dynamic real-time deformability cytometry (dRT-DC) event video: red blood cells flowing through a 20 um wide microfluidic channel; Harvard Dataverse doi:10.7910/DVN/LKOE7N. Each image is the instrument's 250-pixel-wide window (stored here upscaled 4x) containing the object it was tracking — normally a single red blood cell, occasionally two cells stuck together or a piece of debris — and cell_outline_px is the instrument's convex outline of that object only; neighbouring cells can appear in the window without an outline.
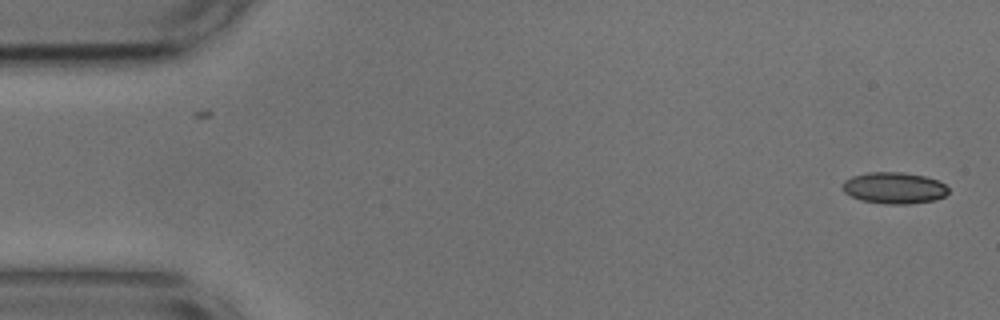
{"species": "common noctule bat (a hibernating species)", "species_latin": "Nyctalus noctula", "temperature_condition": "cold", "stored_images_in_passage": 53, "camera_frame_rate_fps": 3000, "um_per_image_px": 0.085, "animal": {"sex": "male", "body_mass_g": 17.9, "forearm_length_mm": 54.2}, "frame": {"image": 1, "passage_image": 1, "time_ms": 0.0, "image_size_px": [1000, 320], "cell_outline_px": [[948, 192], [944, 196], [932, 200], [908, 204], [884, 204], [860, 200], [844, 192], [844, 180], [852, 176], [868, 172], [900, 172], [924, 176], [936, 180], [944, 184], [948, 188]], "centroid_in_image_um": [75.98, 15.97], "position_along_channel_um": 9.0, "area_um2": 19.19}}
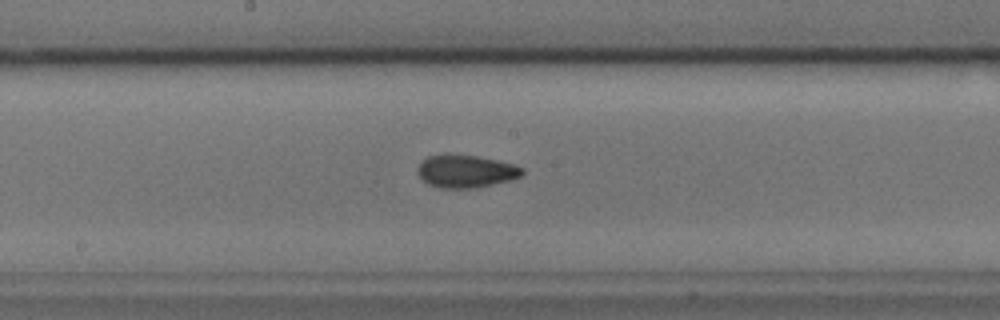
{"frame": {"image": 2, "passage_image": 27, "time_ms": 8.667, "image_size_px": [1000, 320], "cell_outline_px": [[524, 172], [520, 176], [512, 180], [476, 188], [444, 188], [428, 184], [420, 176], [420, 164], [428, 156], [476, 156], [496, 160], [512, 164], [524, 168]], "centroid_in_image_um": [39.68, 14.59], "position_along_channel_um": 208.5, "area_um2": 19.25}}
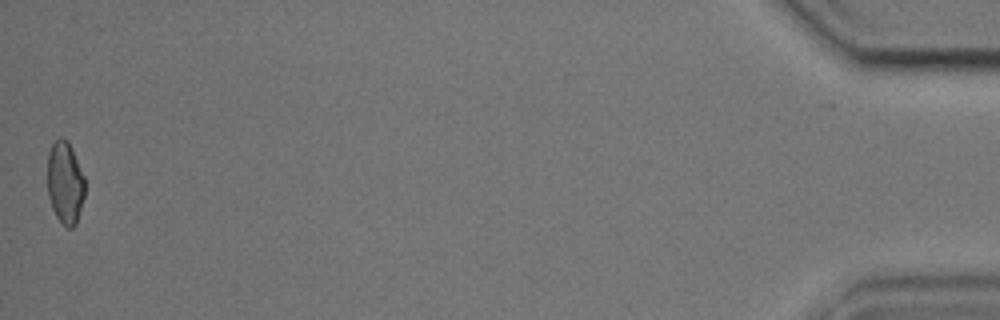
{"frame": {"image": 3, "passage_image": 53, "time_ms": 17.333, "image_size_px": [1000, 320], "cell_outline_px": [[84, 196], [76, 224], [72, 228], [68, 228], [56, 216], [52, 208], [48, 196], [48, 152], [52, 144], [60, 136], [68, 140], [72, 148], [84, 176]], "centroid_in_image_um": [5.53, 15.5], "position_along_channel_um": 429.7, "area_um2": 17.92}, "authors_computed_cell_mechanics": {"area_um2": 19.0162, "velocity_mm_per_s": 3.6758, "shape_relaxation_time_tau1_ms": 9.255, "shape_relaxation_time_tau2_ms": 3.0747, "deformation_change_tau1": 0.1535, "deformation_change_tau2": 0.0826}}